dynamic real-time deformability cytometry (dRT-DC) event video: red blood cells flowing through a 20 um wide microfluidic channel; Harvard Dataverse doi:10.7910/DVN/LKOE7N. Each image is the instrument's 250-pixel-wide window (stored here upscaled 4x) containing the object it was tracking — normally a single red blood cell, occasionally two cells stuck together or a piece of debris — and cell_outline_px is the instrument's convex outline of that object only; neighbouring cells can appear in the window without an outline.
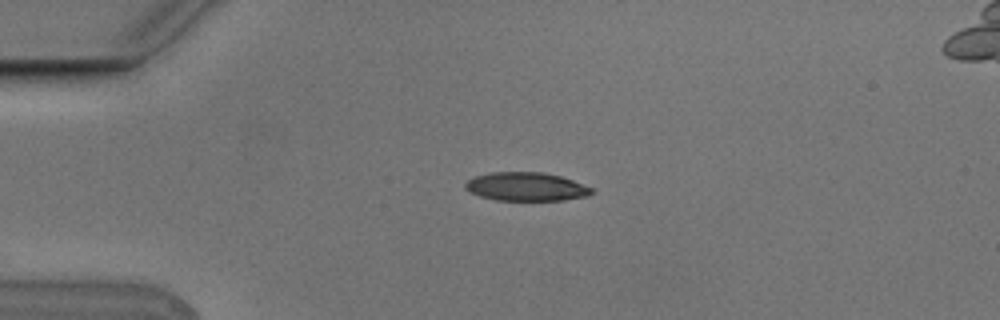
{"species": "Egyptian fruit bat (a non-hibernating species)", "species_latin": "Rousettus aegyptiacus", "temperature_condition": "cold", "stored_images_in_passage": 6, "camera_frame_rate_fps": 3000, "um_per_image_px": 0.085, "animal": {"sex": "male"}, "frame": {"image": 1, "passage_image": 3, "time_ms": 0.667, "image_size_px": [1000, 320], "cell_outline_px": [[592, 192], [588, 196], [564, 200], [496, 200], [480, 196], [468, 192], [464, 188], [464, 184], [468, 180], [476, 176], [488, 172], [544, 172], [560, 176], [572, 180], [592, 188]], "centroid_in_image_um": [44.68, 15.86], "position_along_channel_um": 40.3, "area_um2": 21.04}}